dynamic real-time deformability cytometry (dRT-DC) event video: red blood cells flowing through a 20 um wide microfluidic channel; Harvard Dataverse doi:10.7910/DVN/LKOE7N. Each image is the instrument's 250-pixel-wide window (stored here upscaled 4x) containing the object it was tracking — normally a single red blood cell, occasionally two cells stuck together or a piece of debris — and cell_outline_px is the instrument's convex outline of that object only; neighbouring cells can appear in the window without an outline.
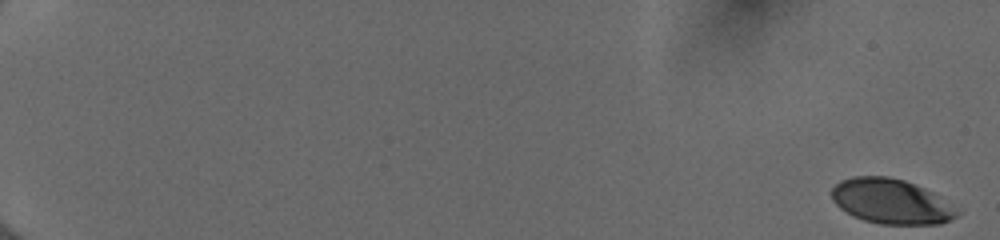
{"species": "human", "species_latin": "Homo sapiens", "temperature_condition": "cold", "stored_images_in_passage": 55, "camera_frame_rate_fps": 3000, "um_per_image_px": 0.085, "donor": {"sex": "female"}, "frame": {"image": 1, "passage_image": 1, "time_ms": 0.0, "image_size_px": [1000, 240], "cell_outline_px": [[960, 212], [956, 216], [940, 224], [880, 224], [864, 220], [852, 216], [840, 208], [832, 200], [832, 188], [840, 180], [852, 176], [888, 176], [904, 180], [924, 188], [932, 192]], "centroid_in_image_um": [75.69, 17.11], "position_along_channel_um": 9.3, "area_um2": 32.6}}
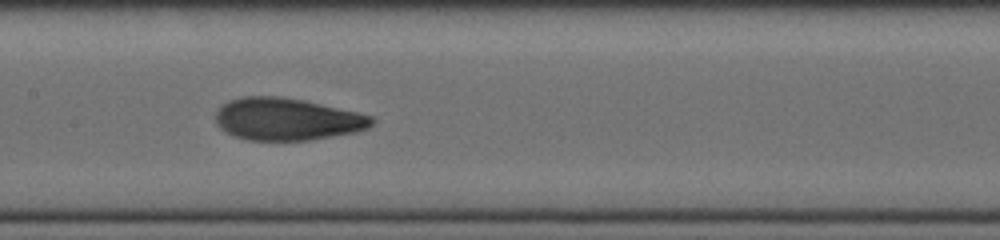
{"frame": {"image": 2, "passage_image": 31, "time_ms": 10.0, "image_size_px": [1000, 240], "cell_outline_px": [[376, 120], [368, 128], [356, 132], [308, 140], [248, 140], [232, 136], [224, 132], [216, 124], [216, 112], [224, 104], [232, 100], [244, 96], [280, 96], [304, 100], [356, 112], [372, 116]], "centroid_in_image_um": [24.38, 10.13], "position_along_channel_um": 183.0, "area_um2": 38.38}}
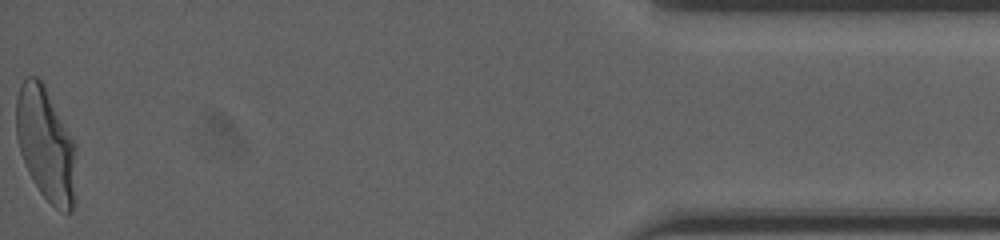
{"frame": {"image": 3, "passage_image": 55, "time_ms": 18.0, "image_size_px": [1000, 240], "cell_outline_px": [[76, 148], [72, 212], [64, 212], [56, 208], [40, 192], [32, 180], [28, 172], [20, 152], [16, 136], [16, 100], [20, 84], [28, 76], [36, 76], [44, 84], [76, 144]], "centroid_in_image_um": [3.87, 12.23], "position_along_channel_um": 431.3, "area_um2": 39.42}, "authors_computed_cell_mechanics": {"area_um2": 37.5122, "velocity_mm_per_s": 3.9969, "shape_relaxation_time_tau1_ms": 5.3901, "shape_relaxation_time_tau2_ms": 1.1446, "deformation_change_tau1": 0.1939, "deformation_change_tau2": 0.0759}}